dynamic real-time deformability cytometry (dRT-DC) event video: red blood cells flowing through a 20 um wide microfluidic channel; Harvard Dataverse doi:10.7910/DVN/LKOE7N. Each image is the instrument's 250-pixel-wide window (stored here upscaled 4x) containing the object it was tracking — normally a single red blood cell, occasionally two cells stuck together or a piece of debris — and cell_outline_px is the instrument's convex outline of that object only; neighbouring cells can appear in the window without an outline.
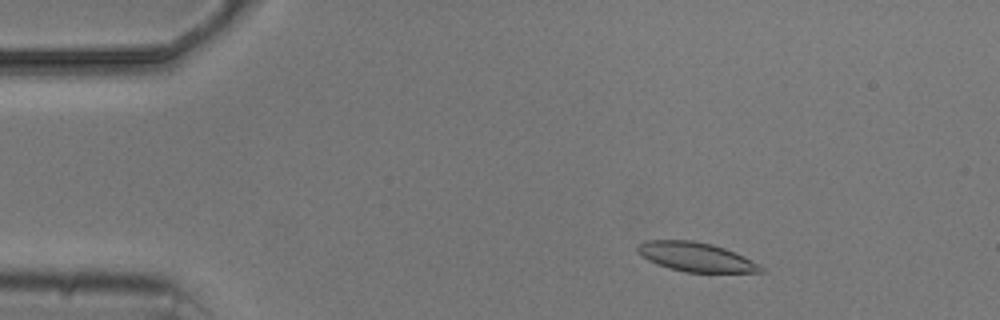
{"species": "common noctule bat (a hibernating species)", "species_latin": "Nyctalus noctula", "temperature_condition": "cold", "stored_images_in_passage": 5, "camera_frame_rate_fps": 3000, "um_per_image_px": 0.085, "animal": {"sex": "male", "body_mass_g": 20.5, "forearm_length_mm": 52.5}, "frame": {"image": 1, "passage_image": 2, "time_ms": 1.0, "image_size_px": [1000, 320], "cell_outline_px": [[764, 272], [684, 272], [668, 268], [648, 260], [636, 248], [644, 240], [692, 240], [712, 244], [724, 248], [744, 256], [760, 264], [764, 268]], "centroid_in_image_um": [59.18, 21.84], "position_along_channel_um": 25.8, "area_um2": 20.81}}